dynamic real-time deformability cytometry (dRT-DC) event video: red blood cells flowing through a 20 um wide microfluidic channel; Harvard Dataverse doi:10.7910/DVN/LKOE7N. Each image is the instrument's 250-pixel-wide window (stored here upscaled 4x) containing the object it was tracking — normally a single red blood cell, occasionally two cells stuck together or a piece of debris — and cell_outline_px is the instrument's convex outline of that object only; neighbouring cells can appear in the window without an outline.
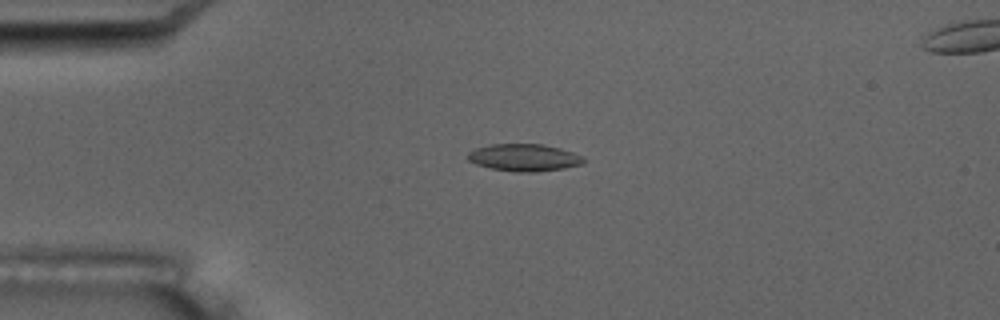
{"species": "common noctule bat (a hibernating species)", "species_latin": "Nyctalus noctula", "temperature_condition": "room temperature", "stored_images_in_passage": 5, "camera_frame_rate_fps": 3000, "um_per_image_px": 0.085, "animal": {"sex": "male", "body_mass_g": 17.5, "forearm_length_mm": 52.3}, "frame": {"image": 1, "passage_image": 3, "time_ms": 2.333, "image_size_px": [1000, 320], "cell_outline_px": [[584, 164], [564, 168], [536, 172], [516, 172], [492, 168], [476, 164], [468, 160], [468, 152], [476, 148], [492, 144], [544, 144], [560, 148], [584, 156]], "centroid_in_image_um": [44.58, 13.39], "position_along_channel_um": 40.4, "area_um2": 18.38}}